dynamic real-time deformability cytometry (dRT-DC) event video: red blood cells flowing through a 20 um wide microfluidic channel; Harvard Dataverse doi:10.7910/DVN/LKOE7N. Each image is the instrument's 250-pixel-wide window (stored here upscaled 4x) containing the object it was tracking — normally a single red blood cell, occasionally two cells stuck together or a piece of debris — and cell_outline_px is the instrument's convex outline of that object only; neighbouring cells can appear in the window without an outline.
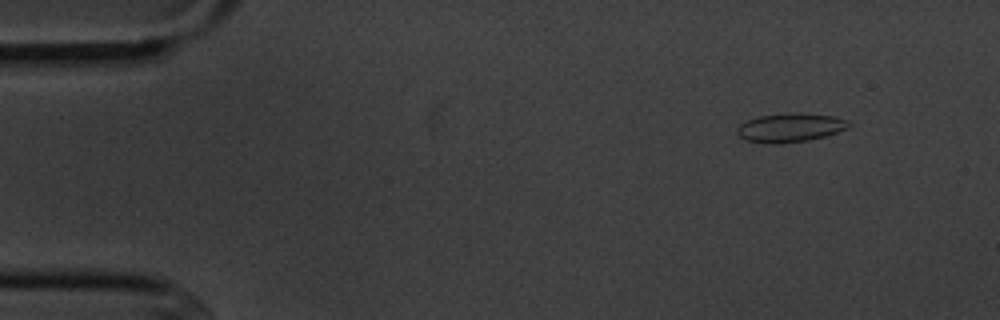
{"species": "common noctule bat (a hibernating species)", "species_latin": "Nyctalus noctula", "temperature_condition": "cold", "stored_images_in_passage": 4, "camera_frame_rate_fps": 3000, "um_per_image_px": 0.085, "animal": {"sex": "male", "body_mass_g": 20.1, "forearm_length_mm": 53.5}, "frame": {"image": 1, "passage_image": 2, "time_ms": 1.0, "image_size_px": [1000, 320], "cell_outline_px": [[852, 124], [848, 128], [824, 136], [808, 140], [780, 144], [768, 144], [744, 140], [736, 132], [736, 128], [740, 124], [748, 120], [760, 116], [788, 112], [796, 112], [836, 116], [848, 120]], "centroid_in_image_um": [67.17, 10.84], "position_along_channel_um": 17.8, "area_um2": 19.02}}